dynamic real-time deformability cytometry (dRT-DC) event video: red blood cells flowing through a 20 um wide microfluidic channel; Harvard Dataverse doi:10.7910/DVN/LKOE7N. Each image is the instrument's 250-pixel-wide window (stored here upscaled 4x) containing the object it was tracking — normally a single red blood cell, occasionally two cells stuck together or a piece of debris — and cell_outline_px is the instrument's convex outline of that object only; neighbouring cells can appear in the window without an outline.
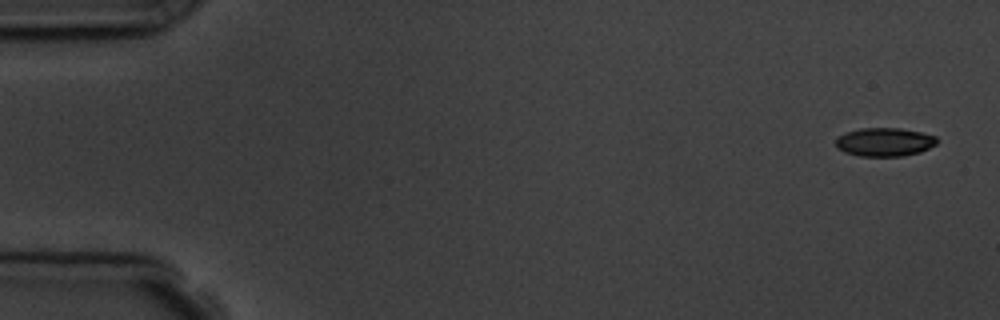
{"species": "common noctule bat (a hibernating species)", "species_latin": "Nyctalus noctula", "temperature_condition": "room temperature", "stored_images_in_passage": 6, "camera_frame_rate_fps": 3000, "um_per_image_px": 0.085, "animal": {"sex": "male", "body_mass_g": 19.5, "forearm_length_mm": 54.6}, "frame": {"image": 1, "passage_image": 1, "time_ms": 0.0, "image_size_px": [1000, 320], "cell_outline_px": [[936, 144], [920, 152], [904, 156], [860, 156], [844, 152], [836, 148], [836, 136], [860, 128], [900, 128], [920, 132], [936, 136]], "centroid_in_image_um": [75.16, 12.07], "position_along_channel_um": 9.8, "area_um2": 16.82}}
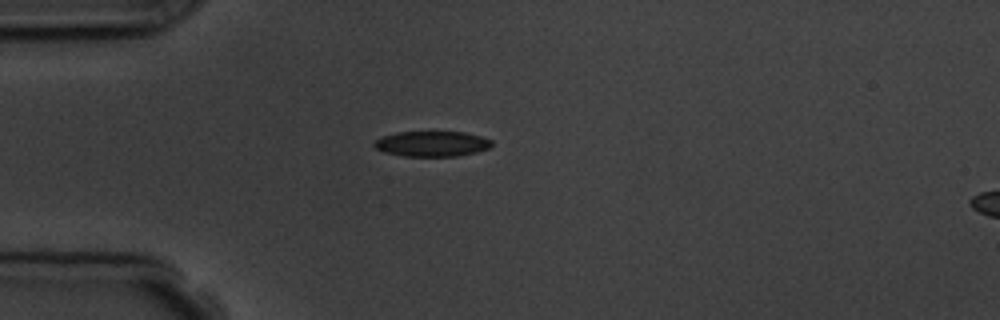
{"frame": {"image": 2, "passage_image": 4, "time_ms": 4.333, "image_size_px": [1000, 320], "cell_outline_px": [[492, 144], [488, 148], [476, 152], [456, 156], [404, 156], [384, 152], [376, 148], [372, 144], [380, 136], [396, 132], [464, 132], [480, 136], [492, 140]], "centroid_in_image_um": [36.68, 12.22], "position_along_channel_um": 48.3, "area_um2": 17.34}}